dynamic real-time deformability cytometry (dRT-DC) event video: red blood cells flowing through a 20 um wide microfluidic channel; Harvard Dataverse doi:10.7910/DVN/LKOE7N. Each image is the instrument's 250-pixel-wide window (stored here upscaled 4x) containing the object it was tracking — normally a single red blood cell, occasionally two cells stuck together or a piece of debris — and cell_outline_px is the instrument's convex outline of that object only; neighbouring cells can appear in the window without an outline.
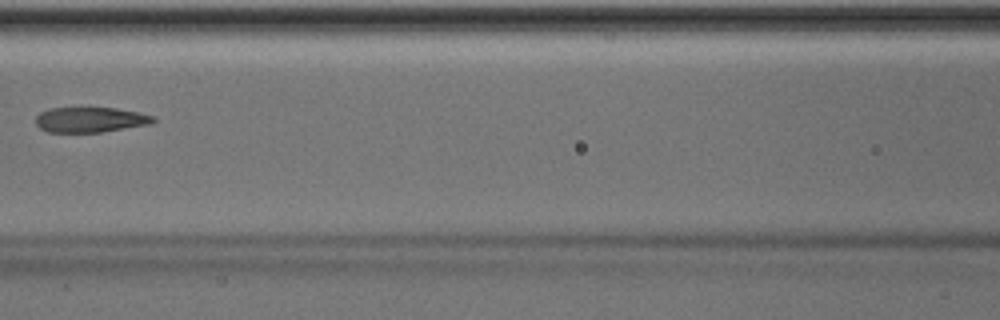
{"species": "Egyptian fruit bat (a non-hibernating species)", "species_latin": "Rousettus aegyptiacus", "temperature_condition": "room temperature", "stored_images_in_passage": 5, "camera_frame_rate_fps": 3000, "um_per_image_px": 0.085, "animal": {"sex": "male"}, "frame": {"image": 1, "passage_image": 5, "time_ms": 8.333, "image_size_px": [1000, 320], "cell_outline_px": [[156, 120], [152, 124], [100, 132], [48, 132], [40, 128], [36, 124], [36, 116], [40, 112], [48, 108], [80, 104], [116, 108], [156, 116]], "centroid_in_image_um": [7.64, 10.11], "position_along_channel_um": 159.0, "area_um2": 18.26}}